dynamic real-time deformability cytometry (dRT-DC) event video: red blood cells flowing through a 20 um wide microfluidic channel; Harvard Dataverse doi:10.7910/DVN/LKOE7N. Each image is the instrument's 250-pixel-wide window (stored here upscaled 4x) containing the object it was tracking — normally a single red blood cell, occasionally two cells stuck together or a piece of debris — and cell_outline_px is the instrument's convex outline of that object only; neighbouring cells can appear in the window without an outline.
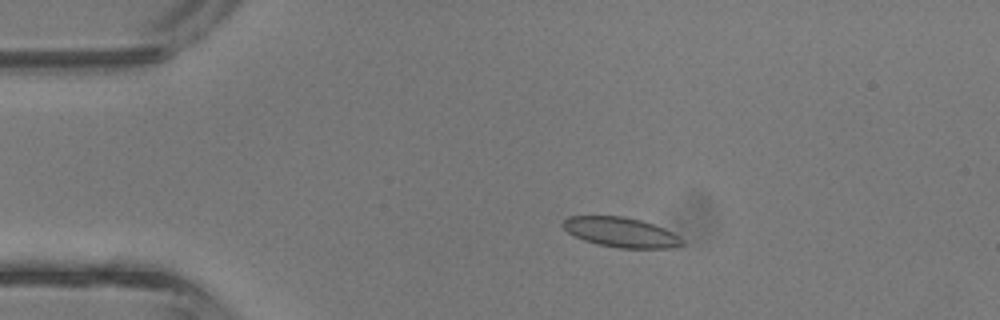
{"species": "common noctule bat (a hibernating species)", "species_latin": "Nyctalus noctula", "temperature_condition": "room temperature", "stored_images_in_passage": 2, "camera_frame_rate_fps": 3000, "um_per_image_px": 0.085, "animal": {"sex": "male", "body_mass_g": 13.3}, "frame": {"image": 1, "passage_image": 1, "time_ms": 0.0, "image_size_px": [1000, 320], "cell_outline_px": [[684, 244], [676, 248], [620, 248], [596, 244], [584, 240], [568, 232], [560, 224], [568, 216], [624, 216], [640, 220], [664, 228], [680, 236], [684, 240]], "centroid_in_image_um": [52.8, 19.75], "position_along_channel_um": 32.2, "area_um2": 20.81}}